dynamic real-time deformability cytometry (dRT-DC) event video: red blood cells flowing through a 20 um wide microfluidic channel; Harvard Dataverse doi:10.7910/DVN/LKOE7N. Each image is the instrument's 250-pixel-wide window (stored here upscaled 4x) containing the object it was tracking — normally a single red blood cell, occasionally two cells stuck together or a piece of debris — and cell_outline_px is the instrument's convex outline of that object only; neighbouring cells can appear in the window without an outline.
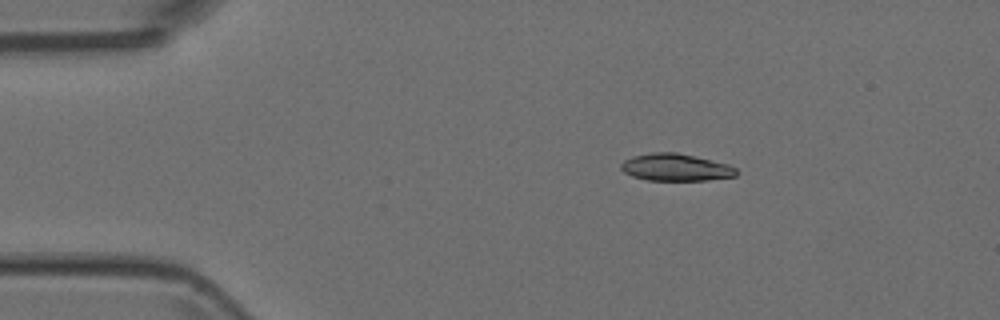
{"species": "Egyptian fruit bat (a non-hibernating species)", "species_latin": "Rousettus aegyptiacus", "temperature_condition": "room temperature", "stored_images_in_passage": 5, "camera_frame_rate_fps": 3000, "um_per_image_px": 0.085, "animal": {"sex": "female"}, "frame": {"image": 1, "passage_image": 2, "time_ms": 0.333, "image_size_px": [1000, 320], "cell_outline_px": [[736, 176], [708, 180], [648, 180], [632, 176], [624, 172], [620, 168], [620, 164], [624, 160], [632, 156], [652, 152], [676, 152], [728, 164], [736, 168]], "centroid_in_image_um": [57.4, 14.22], "position_along_channel_um": 27.6, "area_um2": 18.21}}
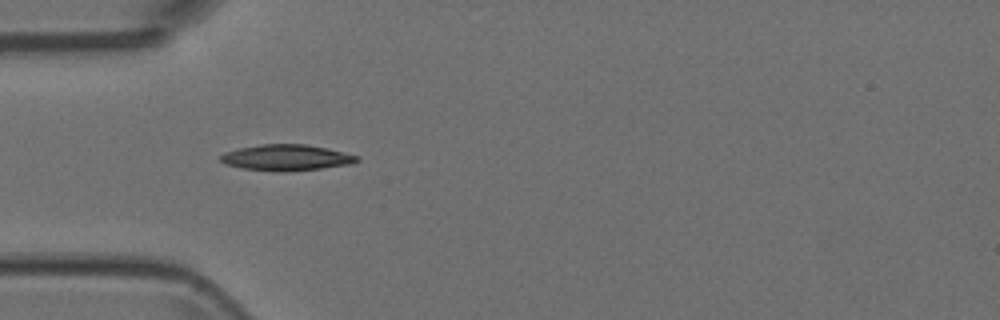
{"frame": {"image": 2, "passage_image": 4, "time_ms": 1.0, "image_size_px": [1000, 320], "cell_outline_px": [[360, 160], [352, 164], [320, 168], [244, 168], [224, 164], [220, 160], [220, 156], [224, 152], [240, 148], [260, 144], [304, 144], [324, 148], [360, 156]], "centroid_in_image_um": [24.36, 13.34], "position_along_channel_um": 60.6, "area_um2": 19.36}}
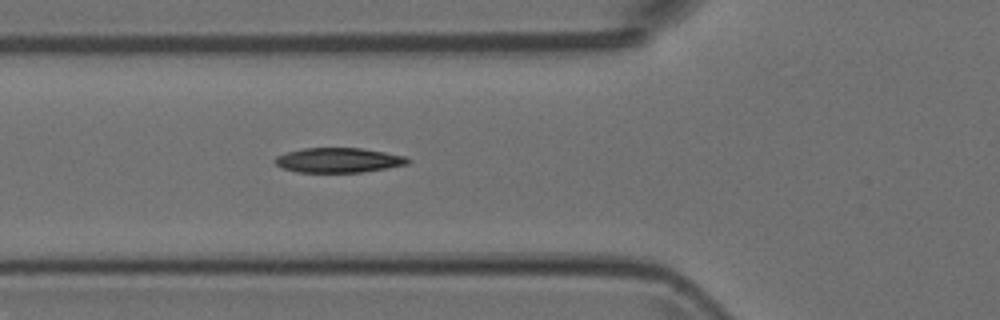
{"frame": {"image": 3, "passage_image": 5, "time_ms": 1.333, "image_size_px": [1000, 320], "cell_outline_px": [[412, 160], [408, 164], [360, 172], [296, 172], [280, 168], [272, 160], [276, 156], [288, 152], [304, 148], [360, 148], [384, 152], [404, 156]], "centroid_in_image_um": [28.72, 13.62], "position_along_channel_um": 97.1, "area_um2": 19.07}}